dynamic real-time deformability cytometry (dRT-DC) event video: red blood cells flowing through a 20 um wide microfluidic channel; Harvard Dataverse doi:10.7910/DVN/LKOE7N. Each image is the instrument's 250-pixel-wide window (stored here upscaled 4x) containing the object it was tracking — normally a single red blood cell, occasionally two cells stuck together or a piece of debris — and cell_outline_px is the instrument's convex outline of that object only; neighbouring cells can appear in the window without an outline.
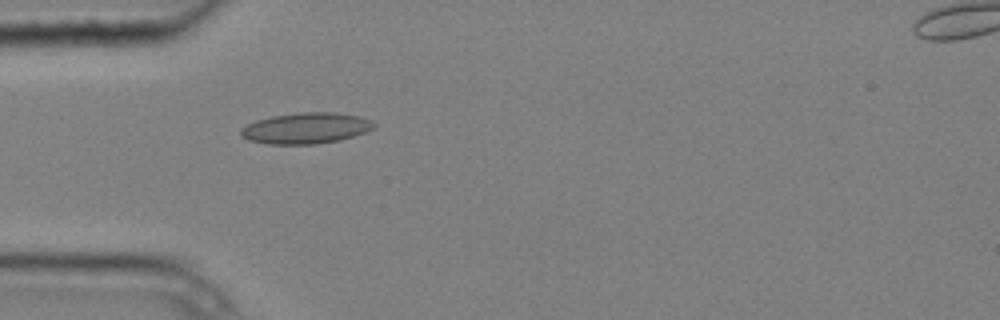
{"species": "common noctule bat (a hibernating species)", "species_latin": "Nyctalus noctula", "temperature_condition": "cold", "stored_images_in_passage": 6, "camera_frame_rate_fps": 3000, "um_per_image_px": 0.085, "animal": {"sex": "male", "body_mass_g": 20.4}, "frame": {"image": 1, "passage_image": 5, "time_ms": 1.333, "image_size_px": [1000, 320], "cell_outline_px": [[376, 124], [372, 128], [364, 132], [340, 140], [316, 144], [268, 144], [248, 140], [240, 136], [240, 128], [256, 120], [272, 116], [300, 112], [336, 112], [360, 116], [372, 120]], "centroid_in_image_um": [25.98, 10.89], "position_along_channel_um": 59.0, "area_um2": 24.1}}